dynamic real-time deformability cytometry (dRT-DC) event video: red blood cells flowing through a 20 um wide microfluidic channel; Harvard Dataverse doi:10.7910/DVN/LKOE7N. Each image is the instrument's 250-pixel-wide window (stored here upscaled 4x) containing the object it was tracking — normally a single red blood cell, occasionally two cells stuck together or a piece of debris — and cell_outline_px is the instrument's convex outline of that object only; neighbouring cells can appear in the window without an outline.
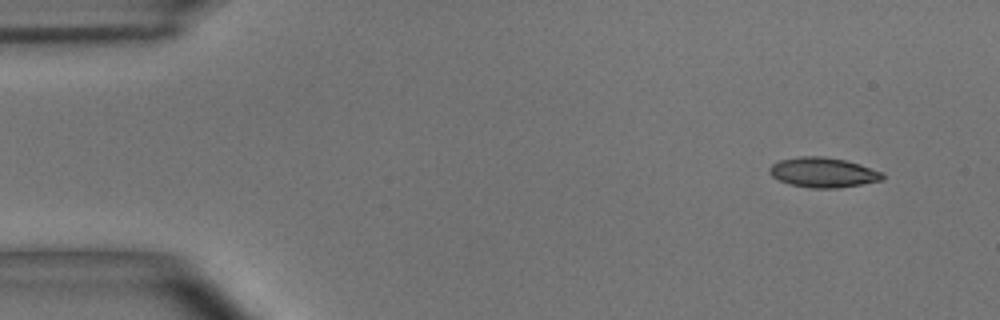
{"species": "common noctule bat (a hibernating species)", "species_latin": "Nyctalus noctula", "temperature_condition": "room temperature", "stored_images_in_passage": 4, "camera_frame_rate_fps": 3000, "um_per_image_px": 0.085, "animal": {"sex": "male", "body_mass_g": 15.6}, "frame": {"image": 1, "passage_image": 1, "time_ms": 0.0, "image_size_px": [1000, 320], "cell_outline_px": [[884, 180], [836, 188], [812, 188], [792, 184], [780, 180], [772, 176], [768, 172], [768, 168], [772, 164], [780, 160], [800, 156], [824, 156], [844, 160], [860, 164], [884, 172]], "centroid_in_image_um": [69.98, 14.65], "position_along_channel_um": 15.0, "area_um2": 19.65}}
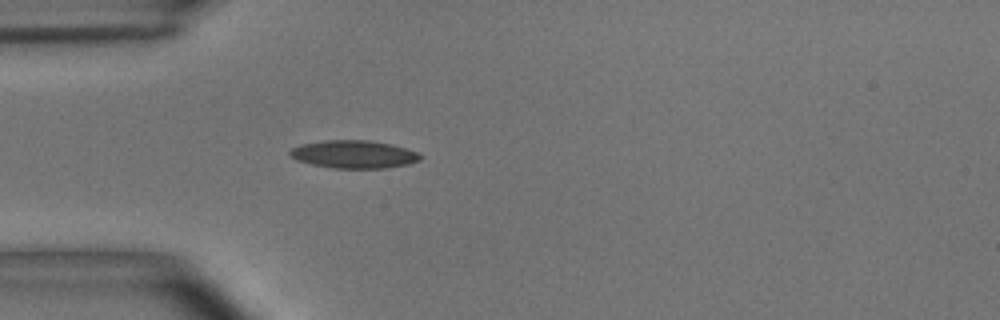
{"frame": {"image": 2, "passage_image": 4, "time_ms": 1.0, "image_size_px": [1000, 320], "cell_outline_px": [[424, 156], [420, 160], [408, 164], [388, 168], [332, 168], [312, 164], [296, 160], [288, 152], [292, 148], [300, 144], [324, 140], [368, 140], [392, 144], [416, 152]], "centroid_in_image_um": [30.08, 13.11], "position_along_channel_um": 54.9, "area_um2": 21.21}}